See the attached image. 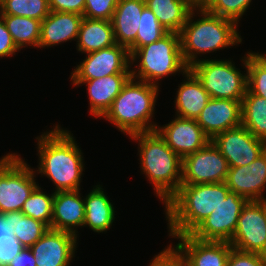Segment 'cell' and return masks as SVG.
<instances>
[{
  "label": "cell",
  "instance_id": "obj_12",
  "mask_svg": "<svg viewBox=\"0 0 266 266\" xmlns=\"http://www.w3.org/2000/svg\"><path fill=\"white\" fill-rule=\"evenodd\" d=\"M130 69L128 49L116 43L86 54V58L70 73V79L71 81H84L113 74H131Z\"/></svg>",
  "mask_w": 266,
  "mask_h": 266
},
{
  "label": "cell",
  "instance_id": "obj_26",
  "mask_svg": "<svg viewBox=\"0 0 266 266\" xmlns=\"http://www.w3.org/2000/svg\"><path fill=\"white\" fill-rule=\"evenodd\" d=\"M159 23L169 32L180 33L195 8L188 0H144Z\"/></svg>",
  "mask_w": 266,
  "mask_h": 266
},
{
  "label": "cell",
  "instance_id": "obj_19",
  "mask_svg": "<svg viewBox=\"0 0 266 266\" xmlns=\"http://www.w3.org/2000/svg\"><path fill=\"white\" fill-rule=\"evenodd\" d=\"M80 190L54 191L51 229L66 231L78 237L85 220L84 198Z\"/></svg>",
  "mask_w": 266,
  "mask_h": 266
},
{
  "label": "cell",
  "instance_id": "obj_15",
  "mask_svg": "<svg viewBox=\"0 0 266 266\" xmlns=\"http://www.w3.org/2000/svg\"><path fill=\"white\" fill-rule=\"evenodd\" d=\"M155 130L182 159L200 150L211 141L196 119H184L175 116L168 124L159 125Z\"/></svg>",
  "mask_w": 266,
  "mask_h": 266
},
{
  "label": "cell",
  "instance_id": "obj_22",
  "mask_svg": "<svg viewBox=\"0 0 266 266\" xmlns=\"http://www.w3.org/2000/svg\"><path fill=\"white\" fill-rule=\"evenodd\" d=\"M185 79L178 86L175 97V113L177 117L184 119H196L202 109L207 105L210 95L203 88L196 75L188 69Z\"/></svg>",
  "mask_w": 266,
  "mask_h": 266
},
{
  "label": "cell",
  "instance_id": "obj_37",
  "mask_svg": "<svg viewBox=\"0 0 266 266\" xmlns=\"http://www.w3.org/2000/svg\"><path fill=\"white\" fill-rule=\"evenodd\" d=\"M149 266H187V262L171 243L154 256Z\"/></svg>",
  "mask_w": 266,
  "mask_h": 266
},
{
  "label": "cell",
  "instance_id": "obj_36",
  "mask_svg": "<svg viewBox=\"0 0 266 266\" xmlns=\"http://www.w3.org/2000/svg\"><path fill=\"white\" fill-rule=\"evenodd\" d=\"M118 2L119 0H85L83 17L111 21Z\"/></svg>",
  "mask_w": 266,
  "mask_h": 266
},
{
  "label": "cell",
  "instance_id": "obj_7",
  "mask_svg": "<svg viewBox=\"0 0 266 266\" xmlns=\"http://www.w3.org/2000/svg\"><path fill=\"white\" fill-rule=\"evenodd\" d=\"M231 59H203L189 69L215 99L242 100L247 92V70L241 73Z\"/></svg>",
  "mask_w": 266,
  "mask_h": 266
},
{
  "label": "cell",
  "instance_id": "obj_42",
  "mask_svg": "<svg viewBox=\"0 0 266 266\" xmlns=\"http://www.w3.org/2000/svg\"><path fill=\"white\" fill-rule=\"evenodd\" d=\"M194 7H202L207 0H188Z\"/></svg>",
  "mask_w": 266,
  "mask_h": 266
},
{
  "label": "cell",
  "instance_id": "obj_16",
  "mask_svg": "<svg viewBox=\"0 0 266 266\" xmlns=\"http://www.w3.org/2000/svg\"><path fill=\"white\" fill-rule=\"evenodd\" d=\"M225 184L249 200H266V151L249 165L230 167Z\"/></svg>",
  "mask_w": 266,
  "mask_h": 266
},
{
  "label": "cell",
  "instance_id": "obj_31",
  "mask_svg": "<svg viewBox=\"0 0 266 266\" xmlns=\"http://www.w3.org/2000/svg\"><path fill=\"white\" fill-rule=\"evenodd\" d=\"M53 199L54 192L49 195L38 185L24 202L21 211L51 229Z\"/></svg>",
  "mask_w": 266,
  "mask_h": 266
},
{
  "label": "cell",
  "instance_id": "obj_38",
  "mask_svg": "<svg viewBox=\"0 0 266 266\" xmlns=\"http://www.w3.org/2000/svg\"><path fill=\"white\" fill-rule=\"evenodd\" d=\"M227 266H266V261L258 253L232 248L228 256Z\"/></svg>",
  "mask_w": 266,
  "mask_h": 266
},
{
  "label": "cell",
  "instance_id": "obj_28",
  "mask_svg": "<svg viewBox=\"0 0 266 266\" xmlns=\"http://www.w3.org/2000/svg\"><path fill=\"white\" fill-rule=\"evenodd\" d=\"M241 125L255 137L266 141V99L248 89L241 101Z\"/></svg>",
  "mask_w": 266,
  "mask_h": 266
},
{
  "label": "cell",
  "instance_id": "obj_6",
  "mask_svg": "<svg viewBox=\"0 0 266 266\" xmlns=\"http://www.w3.org/2000/svg\"><path fill=\"white\" fill-rule=\"evenodd\" d=\"M133 63L139 65L130 69L131 77L157 86L159 80L177 73L184 75L189 69L182 56L180 34L176 32H168L159 40L135 50L130 55V67Z\"/></svg>",
  "mask_w": 266,
  "mask_h": 266
},
{
  "label": "cell",
  "instance_id": "obj_33",
  "mask_svg": "<svg viewBox=\"0 0 266 266\" xmlns=\"http://www.w3.org/2000/svg\"><path fill=\"white\" fill-rule=\"evenodd\" d=\"M140 18L136 40L128 48L130 55L140 47L159 40L169 32L159 23L154 13L147 6L143 8Z\"/></svg>",
  "mask_w": 266,
  "mask_h": 266
},
{
  "label": "cell",
  "instance_id": "obj_4",
  "mask_svg": "<svg viewBox=\"0 0 266 266\" xmlns=\"http://www.w3.org/2000/svg\"><path fill=\"white\" fill-rule=\"evenodd\" d=\"M138 142L141 172L153 185L156 197L165 204L179 189L183 159L154 130L129 136Z\"/></svg>",
  "mask_w": 266,
  "mask_h": 266
},
{
  "label": "cell",
  "instance_id": "obj_14",
  "mask_svg": "<svg viewBox=\"0 0 266 266\" xmlns=\"http://www.w3.org/2000/svg\"><path fill=\"white\" fill-rule=\"evenodd\" d=\"M78 238L66 232L48 229L30 249L36 266H70L76 257Z\"/></svg>",
  "mask_w": 266,
  "mask_h": 266
},
{
  "label": "cell",
  "instance_id": "obj_23",
  "mask_svg": "<svg viewBox=\"0 0 266 266\" xmlns=\"http://www.w3.org/2000/svg\"><path fill=\"white\" fill-rule=\"evenodd\" d=\"M144 0H119L112 17V26L117 44L127 49L135 42Z\"/></svg>",
  "mask_w": 266,
  "mask_h": 266
},
{
  "label": "cell",
  "instance_id": "obj_24",
  "mask_svg": "<svg viewBox=\"0 0 266 266\" xmlns=\"http://www.w3.org/2000/svg\"><path fill=\"white\" fill-rule=\"evenodd\" d=\"M102 187L100 184L95 185L84 197L85 220L83 227L87 226L97 233H106L116 218L113 203Z\"/></svg>",
  "mask_w": 266,
  "mask_h": 266
},
{
  "label": "cell",
  "instance_id": "obj_9",
  "mask_svg": "<svg viewBox=\"0 0 266 266\" xmlns=\"http://www.w3.org/2000/svg\"><path fill=\"white\" fill-rule=\"evenodd\" d=\"M247 201L245 197L230 191L225 200L190 235L202 241L230 242Z\"/></svg>",
  "mask_w": 266,
  "mask_h": 266
},
{
  "label": "cell",
  "instance_id": "obj_3",
  "mask_svg": "<svg viewBox=\"0 0 266 266\" xmlns=\"http://www.w3.org/2000/svg\"><path fill=\"white\" fill-rule=\"evenodd\" d=\"M195 13L200 15L196 21ZM237 27L232 20L210 14L202 7H195L179 33L185 64L190 68L201 60L198 55L201 57L204 53H213L241 44L242 37Z\"/></svg>",
  "mask_w": 266,
  "mask_h": 266
},
{
  "label": "cell",
  "instance_id": "obj_30",
  "mask_svg": "<svg viewBox=\"0 0 266 266\" xmlns=\"http://www.w3.org/2000/svg\"><path fill=\"white\" fill-rule=\"evenodd\" d=\"M240 60L247 70V89L266 99V53L249 51Z\"/></svg>",
  "mask_w": 266,
  "mask_h": 266
},
{
  "label": "cell",
  "instance_id": "obj_41",
  "mask_svg": "<svg viewBox=\"0 0 266 266\" xmlns=\"http://www.w3.org/2000/svg\"><path fill=\"white\" fill-rule=\"evenodd\" d=\"M7 266H36L31 249L24 247Z\"/></svg>",
  "mask_w": 266,
  "mask_h": 266
},
{
  "label": "cell",
  "instance_id": "obj_13",
  "mask_svg": "<svg viewBox=\"0 0 266 266\" xmlns=\"http://www.w3.org/2000/svg\"><path fill=\"white\" fill-rule=\"evenodd\" d=\"M211 142L229 167L249 165L266 151V141L255 137L242 125L215 135Z\"/></svg>",
  "mask_w": 266,
  "mask_h": 266
},
{
  "label": "cell",
  "instance_id": "obj_25",
  "mask_svg": "<svg viewBox=\"0 0 266 266\" xmlns=\"http://www.w3.org/2000/svg\"><path fill=\"white\" fill-rule=\"evenodd\" d=\"M76 47L82 54H88L116 44L110 20L83 17L77 36Z\"/></svg>",
  "mask_w": 266,
  "mask_h": 266
},
{
  "label": "cell",
  "instance_id": "obj_8",
  "mask_svg": "<svg viewBox=\"0 0 266 266\" xmlns=\"http://www.w3.org/2000/svg\"><path fill=\"white\" fill-rule=\"evenodd\" d=\"M35 168H31L17 153L0 159V215L21 211L24 202L39 185Z\"/></svg>",
  "mask_w": 266,
  "mask_h": 266
},
{
  "label": "cell",
  "instance_id": "obj_18",
  "mask_svg": "<svg viewBox=\"0 0 266 266\" xmlns=\"http://www.w3.org/2000/svg\"><path fill=\"white\" fill-rule=\"evenodd\" d=\"M241 101L210 98L196 121L212 139L221 132L241 125Z\"/></svg>",
  "mask_w": 266,
  "mask_h": 266
},
{
  "label": "cell",
  "instance_id": "obj_20",
  "mask_svg": "<svg viewBox=\"0 0 266 266\" xmlns=\"http://www.w3.org/2000/svg\"><path fill=\"white\" fill-rule=\"evenodd\" d=\"M130 77L131 74H113L97 79L72 81L71 83L75 87L87 85L89 113L95 118H101Z\"/></svg>",
  "mask_w": 266,
  "mask_h": 266
},
{
  "label": "cell",
  "instance_id": "obj_32",
  "mask_svg": "<svg viewBox=\"0 0 266 266\" xmlns=\"http://www.w3.org/2000/svg\"><path fill=\"white\" fill-rule=\"evenodd\" d=\"M49 0H0V15H14L42 21L50 13Z\"/></svg>",
  "mask_w": 266,
  "mask_h": 266
},
{
  "label": "cell",
  "instance_id": "obj_35",
  "mask_svg": "<svg viewBox=\"0 0 266 266\" xmlns=\"http://www.w3.org/2000/svg\"><path fill=\"white\" fill-rule=\"evenodd\" d=\"M23 248L4 224L3 216L0 215V266H7Z\"/></svg>",
  "mask_w": 266,
  "mask_h": 266
},
{
  "label": "cell",
  "instance_id": "obj_2",
  "mask_svg": "<svg viewBox=\"0 0 266 266\" xmlns=\"http://www.w3.org/2000/svg\"><path fill=\"white\" fill-rule=\"evenodd\" d=\"M229 192L225 182L181 184L164 204L169 237L190 234L225 200Z\"/></svg>",
  "mask_w": 266,
  "mask_h": 266
},
{
  "label": "cell",
  "instance_id": "obj_21",
  "mask_svg": "<svg viewBox=\"0 0 266 266\" xmlns=\"http://www.w3.org/2000/svg\"><path fill=\"white\" fill-rule=\"evenodd\" d=\"M83 16L76 13L51 11L41 21L38 48L58 46L67 41H76Z\"/></svg>",
  "mask_w": 266,
  "mask_h": 266
},
{
  "label": "cell",
  "instance_id": "obj_10",
  "mask_svg": "<svg viewBox=\"0 0 266 266\" xmlns=\"http://www.w3.org/2000/svg\"><path fill=\"white\" fill-rule=\"evenodd\" d=\"M229 168L227 160L210 141L183 158L181 184L222 183Z\"/></svg>",
  "mask_w": 266,
  "mask_h": 266
},
{
  "label": "cell",
  "instance_id": "obj_39",
  "mask_svg": "<svg viewBox=\"0 0 266 266\" xmlns=\"http://www.w3.org/2000/svg\"><path fill=\"white\" fill-rule=\"evenodd\" d=\"M50 11L76 13L83 16L85 0H49Z\"/></svg>",
  "mask_w": 266,
  "mask_h": 266
},
{
  "label": "cell",
  "instance_id": "obj_43",
  "mask_svg": "<svg viewBox=\"0 0 266 266\" xmlns=\"http://www.w3.org/2000/svg\"><path fill=\"white\" fill-rule=\"evenodd\" d=\"M261 257L266 261V244L262 250V252L260 253Z\"/></svg>",
  "mask_w": 266,
  "mask_h": 266
},
{
  "label": "cell",
  "instance_id": "obj_27",
  "mask_svg": "<svg viewBox=\"0 0 266 266\" xmlns=\"http://www.w3.org/2000/svg\"><path fill=\"white\" fill-rule=\"evenodd\" d=\"M2 216L12 235L26 248L35 244L49 229L44 223L25 216L22 211L8 212Z\"/></svg>",
  "mask_w": 266,
  "mask_h": 266
},
{
  "label": "cell",
  "instance_id": "obj_29",
  "mask_svg": "<svg viewBox=\"0 0 266 266\" xmlns=\"http://www.w3.org/2000/svg\"><path fill=\"white\" fill-rule=\"evenodd\" d=\"M12 36L15 45L21 50L28 46L38 48L41 21L14 15H0Z\"/></svg>",
  "mask_w": 266,
  "mask_h": 266
},
{
  "label": "cell",
  "instance_id": "obj_11",
  "mask_svg": "<svg viewBox=\"0 0 266 266\" xmlns=\"http://www.w3.org/2000/svg\"><path fill=\"white\" fill-rule=\"evenodd\" d=\"M231 246L260 254L266 244V200H249L243 206Z\"/></svg>",
  "mask_w": 266,
  "mask_h": 266
},
{
  "label": "cell",
  "instance_id": "obj_17",
  "mask_svg": "<svg viewBox=\"0 0 266 266\" xmlns=\"http://www.w3.org/2000/svg\"><path fill=\"white\" fill-rule=\"evenodd\" d=\"M179 242L174 247L185 258L187 266H227L230 250L225 241H202L190 234L175 236Z\"/></svg>",
  "mask_w": 266,
  "mask_h": 266
},
{
  "label": "cell",
  "instance_id": "obj_40",
  "mask_svg": "<svg viewBox=\"0 0 266 266\" xmlns=\"http://www.w3.org/2000/svg\"><path fill=\"white\" fill-rule=\"evenodd\" d=\"M19 51L21 50L15 45L6 24L0 17V58L15 56Z\"/></svg>",
  "mask_w": 266,
  "mask_h": 266
},
{
  "label": "cell",
  "instance_id": "obj_5",
  "mask_svg": "<svg viewBox=\"0 0 266 266\" xmlns=\"http://www.w3.org/2000/svg\"><path fill=\"white\" fill-rule=\"evenodd\" d=\"M158 91L159 86L130 77L102 118L128 136L154 131Z\"/></svg>",
  "mask_w": 266,
  "mask_h": 266
},
{
  "label": "cell",
  "instance_id": "obj_1",
  "mask_svg": "<svg viewBox=\"0 0 266 266\" xmlns=\"http://www.w3.org/2000/svg\"><path fill=\"white\" fill-rule=\"evenodd\" d=\"M35 138L39 154V165L34 170L35 173L50 179L55 192L81 190L84 157L73 134L55 124L52 130Z\"/></svg>",
  "mask_w": 266,
  "mask_h": 266
},
{
  "label": "cell",
  "instance_id": "obj_34",
  "mask_svg": "<svg viewBox=\"0 0 266 266\" xmlns=\"http://www.w3.org/2000/svg\"><path fill=\"white\" fill-rule=\"evenodd\" d=\"M252 0H207L202 8L213 15L234 21L237 25Z\"/></svg>",
  "mask_w": 266,
  "mask_h": 266
}]
</instances>
